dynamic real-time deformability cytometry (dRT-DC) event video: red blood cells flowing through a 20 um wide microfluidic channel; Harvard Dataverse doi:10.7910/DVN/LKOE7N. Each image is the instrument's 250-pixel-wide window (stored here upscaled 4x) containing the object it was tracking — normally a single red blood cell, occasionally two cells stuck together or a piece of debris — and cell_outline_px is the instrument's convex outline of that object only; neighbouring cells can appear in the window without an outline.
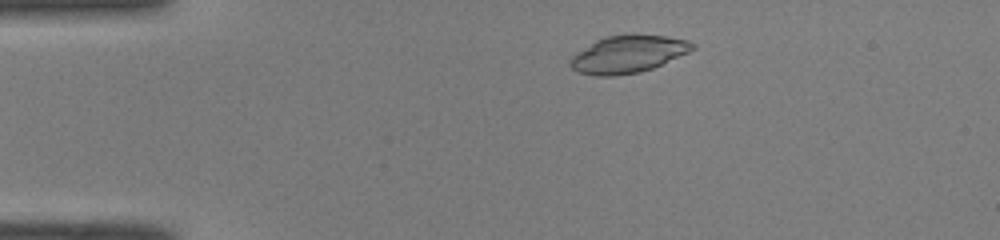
{"species": "common noctule bat (a hibernating species)", "species_latin": "Nyctalus noctula", "temperature_condition": "room temperature", "stored_images_in_passage": 46, "camera_frame_rate_fps": 3000, "um_per_image_px": 0.085, "animal": {"sex": "male", "body_mass_g": 19.0, "forearm_length_mm": 50.8}, "frame": {"image": 1, "passage_image": 6, "time_ms": 1.667, "image_size_px": [1000, 240], "cell_outline_px": [[696, 48], [688, 52], [652, 68], [640, 72], [616, 76], [596, 76], [576, 72], [568, 64], [568, 60], [576, 52], [596, 40], [604, 36], [664, 36], [688, 40], [696, 44]], "centroid_in_image_um": [53.33, 4.63], "position_along_channel_um": 31.7, "area_um2": 26.3}}
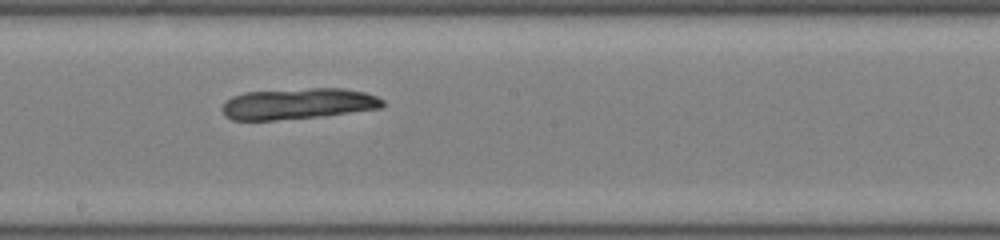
{"frame": {"image": 2, "passage_image": 24, "time_ms": 7.667, "image_size_px": [1000, 240], "cell_outline_px": [[384, 104], [380, 108], [324, 116], [276, 120], [232, 120], [224, 116], [220, 108], [232, 96], [244, 92], [308, 88], [344, 88], [364, 92], [376, 96], [384, 100]], "centroid_in_image_um": [25.31, 8.82], "position_along_channel_um": 222.9, "area_um2": 29.19}}
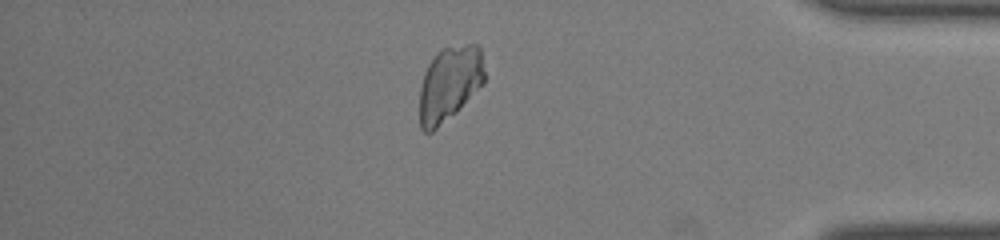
{"frame": {"image": 3, "passage_image": 39, "time_ms": 12.667, "image_size_px": [1000, 240], "cell_outline_px": [[484, 84], [456, 112], [432, 132], [424, 132], [420, 128], [420, 88], [424, 72], [428, 64], [436, 52], [440, 48], [468, 44], [480, 44], [484, 72]], "centroid_in_image_um": [38.21, 7.09], "position_along_channel_um": 397.0, "area_um2": 28.5}}